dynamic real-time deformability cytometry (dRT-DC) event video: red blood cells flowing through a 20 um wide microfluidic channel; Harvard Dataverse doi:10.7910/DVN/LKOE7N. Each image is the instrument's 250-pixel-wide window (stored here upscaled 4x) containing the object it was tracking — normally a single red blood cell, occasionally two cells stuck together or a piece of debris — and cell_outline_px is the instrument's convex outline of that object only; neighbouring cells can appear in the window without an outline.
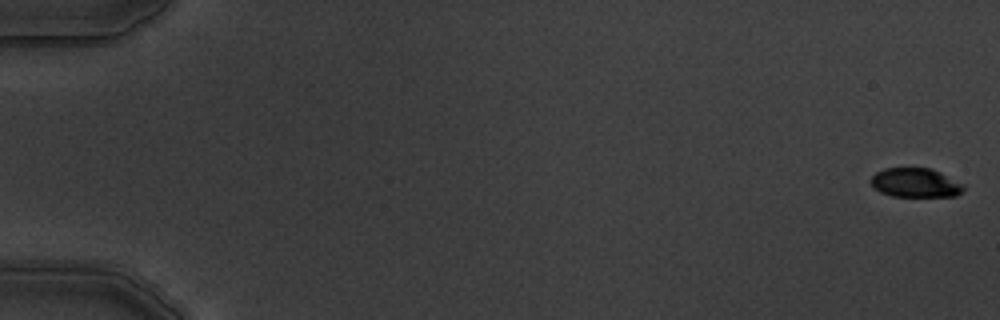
{"species": "common noctule bat (a hibernating species)", "species_latin": "Nyctalus noctula", "temperature_condition": "warm", "stored_images_in_passage": 6, "camera_frame_rate_fps": 3000, "um_per_image_px": 0.085, "animal": {"sex": "male", "body_mass_g": 19.5, "forearm_length_mm": 54.6}, "frame": {"image": 1, "passage_image": 1, "time_ms": 0.0, "image_size_px": [1000, 320], "cell_outline_px": [[964, 188], [956, 196], [892, 196], [880, 192], [872, 184], [872, 176], [876, 172], [884, 168], [932, 168], [964, 184]], "centroid_in_image_um": [77.83, 15.52], "position_along_channel_um": 7.2, "area_um2": 15.61}}
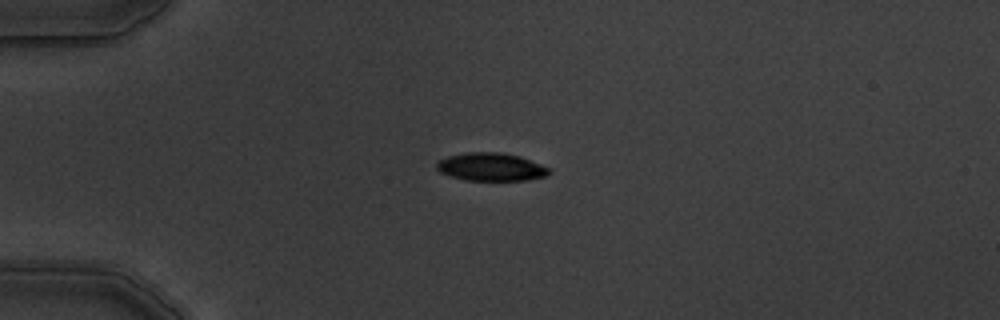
{"frame": {"image": 2, "passage_image": 5, "time_ms": 4.667, "image_size_px": [1000, 320], "cell_outline_px": [[552, 172], [544, 176], [528, 180], [464, 180], [440, 172], [436, 168], [436, 164], [440, 160], [448, 156], [468, 152], [500, 152], [520, 156], [540, 164], [548, 168]], "centroid_in_image_um": [41.73, 14.18], "position_along_channel_um": 43.3, "area_um2": 18.21}}